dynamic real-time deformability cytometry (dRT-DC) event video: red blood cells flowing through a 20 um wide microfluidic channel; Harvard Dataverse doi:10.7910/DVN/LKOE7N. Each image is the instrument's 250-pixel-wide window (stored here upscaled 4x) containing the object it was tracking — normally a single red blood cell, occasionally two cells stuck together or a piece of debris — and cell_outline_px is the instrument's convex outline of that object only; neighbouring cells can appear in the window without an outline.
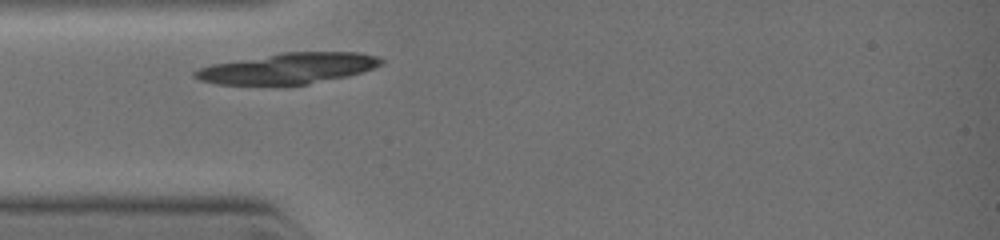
{"species": "common noctule bat (a hibernating species)", "species_latin": "Nyctalus noctula", "temperature_condition": "warm", "stored_images_in_passage": 5, "camera_frame_rate_fps": 3000, "um_per_image_px": 0.085, "animal": {"sex": "female", "body_mass_g": 19.0, "forearm_length_mm": 51.5}, "frame": {"image": 1, "passage_image": 1, "time_ms": 0.0, "image_size_px": [1000, 240], "cell_outline_px": [[384, 64], [348, 76], [308, 84], [216, 84], [200, 80], [192, 76], [192, 72], [200, 68], [212, 64], [280, 52], [356, 52], [376, 56], [384, 60]], "centroid_in_image_um": [24.48, 5.8], "position_along_channel_um": 60.5, "area_um2": 33.18}}
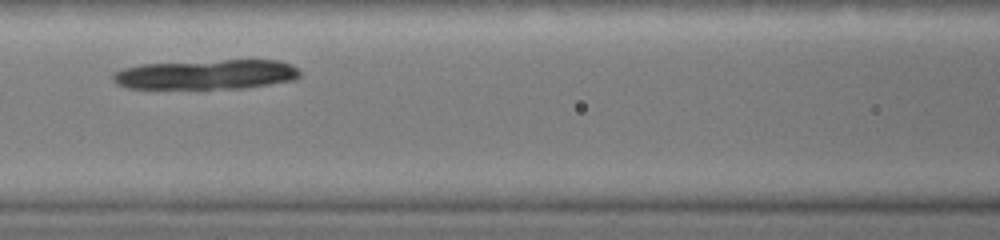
{"frame": {"image": 2, "passage_image": 4, "time_ms": 1.667, "image_size_px": [1000, 240], "cell_outline_px": [[300, 76], [296, 80], [240, 88], [128, 88], [116, 84], [112, 80], [112, 76], [116, 72], [124, 68], [140, 64], [224, 60], [280, 60], [292, 64], [300, 72]], "centroid_in_image_um": [17.56, 6.32], "position_along_channel_um": 149.0, "area_um2": 32.25}}